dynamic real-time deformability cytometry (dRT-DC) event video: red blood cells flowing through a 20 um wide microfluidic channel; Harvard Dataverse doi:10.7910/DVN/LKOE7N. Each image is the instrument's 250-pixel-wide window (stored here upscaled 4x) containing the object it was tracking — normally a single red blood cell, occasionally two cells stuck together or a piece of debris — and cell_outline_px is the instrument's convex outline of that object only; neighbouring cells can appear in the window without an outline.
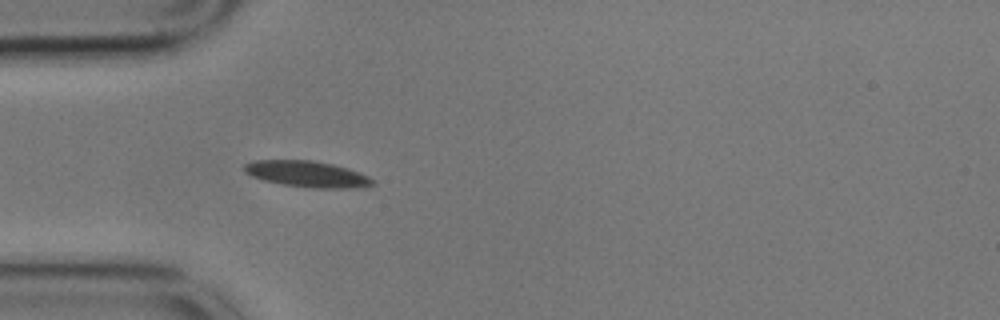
{"species": "common noctule bat (a hibernating species)", "species_latin": "Nyctalus noctula", "temperature_condition": "cold", "stored_images_in_passage": 42, "camera_frame_rate_fps": 3000, "um_per_image_px": 0.085, "animal": {"sex": "male", "body_mass_g": 17.9}, "frame": {"image": 1, "passage_image": 1, "time_ms": 0.0, "image_size_px": [1000, 320], "cell_outline_px": [[376, 184], [364, 188], [312, 188], [284, 184], [264, 180], [252, 176], [244, 172], [244, 164], [252, 160], [312, 160], [332, 164], [348, 168], [360, 172], [368, 176]], "centroid_in_image_um": [26.14, 14.79], "position_along_channel_um": 58.9, "area_um2": 19.65}}
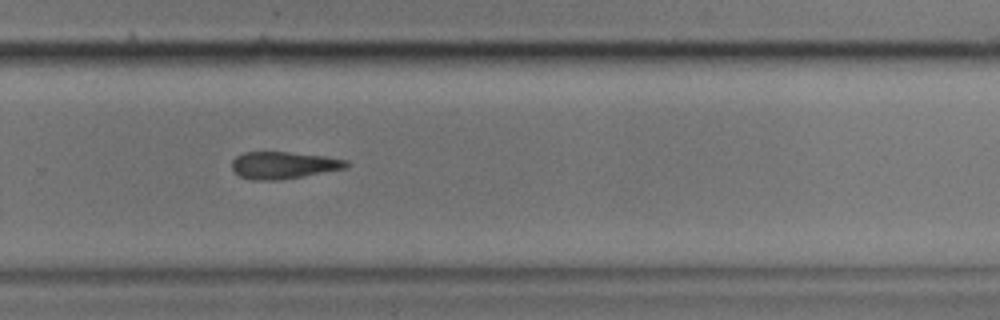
{"frame": {"image": 2, "passage_image": 23, "time_ms": 7.333, "image_size_px": [1000, 320], "cell_outline_px": [[348, 164], [344, 168], [304, 176], [280, 180], [252, 180], [240, 176], [232, 168], [232, 160], [236, 156], [244, 152], [288, 152], [324, 156], [348, 160]], "centroid_in_image_um": [24.07, 14.04], "position_along_channel_um": 305.7, "area_um2": 17.92}}
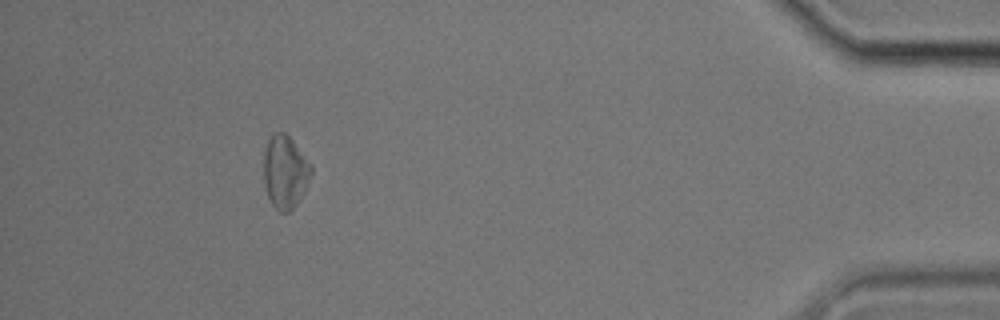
{"frame": {"image": 3, "passage_image": 37, "time_ms": 12.0, "image_size_px": [1000, 320], "cell_outline_px": [[312, 172], [304, 192], [300, 200], [288, 212], [280, 212], [272, 204], [268, 196], [264, 184], [264, 148], [272, 132], [284, 132], [292, 140], [312, 164]], "centroid_in_image_um": [24.23, 14.59], "position_along_channel_um": 411.0, "area_um2": 20.23}}